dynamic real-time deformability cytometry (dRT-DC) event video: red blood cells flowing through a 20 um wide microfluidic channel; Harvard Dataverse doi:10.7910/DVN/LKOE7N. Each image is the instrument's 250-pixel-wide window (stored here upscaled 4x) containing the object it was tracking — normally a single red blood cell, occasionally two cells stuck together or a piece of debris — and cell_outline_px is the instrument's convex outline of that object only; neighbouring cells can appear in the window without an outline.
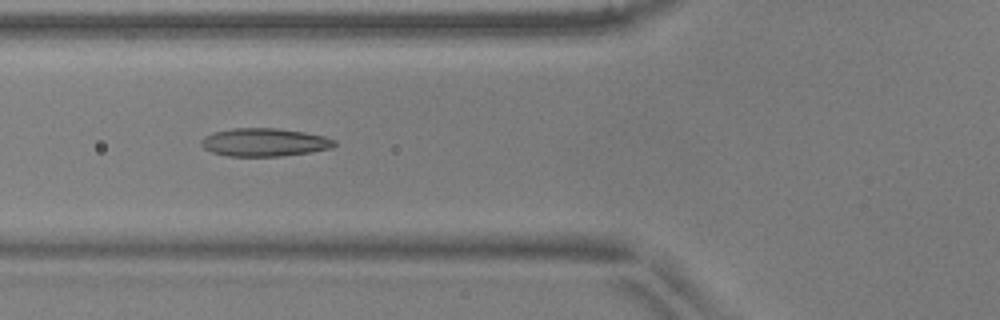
{"species": "common noctule bat (a hibernating species)", "species_latin": "Nyctalus noctula", "temperature_condition": "warm", "stored_images_in_passage": 30, "camera_frame_rate_fps": 3000, "um_per_image_px": 0.085, "animal": {"sex": "male", "body_mass_g": 17.9, "forearm_length_mm": 54.2}, "frame": {"image": 1, "passage_image": 12, "time_ms": 3.667, "image_size_px": [1000, 320], "cell_outline_px": [[336, 144], [332, 148], [308, 152], [280, 156], [228, 156], [212, 152], [204, 148], [200, 144], [200, 140], [204, 136], [212, 132], [232, 128], [276, 128], [304, 132], [324, 136], [336, 140]], "centroid_in_image_um": [22.44, 12.09], "position_along_channel_um": 103.4, "area_um2": 21.85}}
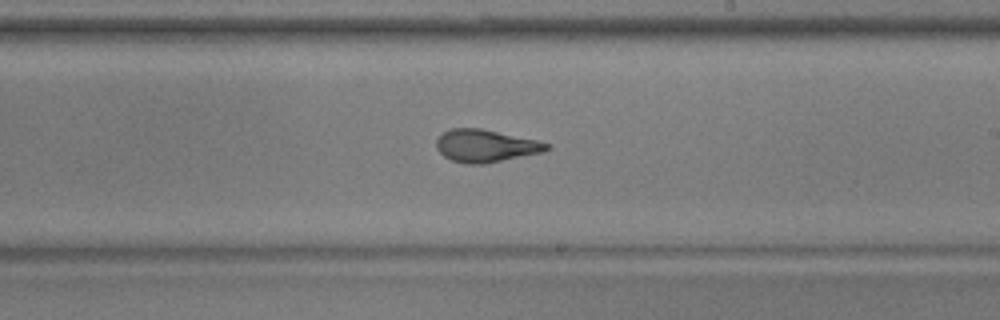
{"frame": {"image": 2, "passage_image": 23, "time_ms": 7.333, "image_size_px": [1000, 320], "cell_outline_px": [[552, 148], [544, 152], [484, 164], [468, 164], [452, 160], [444, 156], [436, 148], [436, 140], [444, 132], [452, 128], [480, 128], [536, 140], [548, 144]], "centroid_in_image_um": [41.28, 12.4], "position_along_channel_um": 247.7, "area_um2": 20.75}}
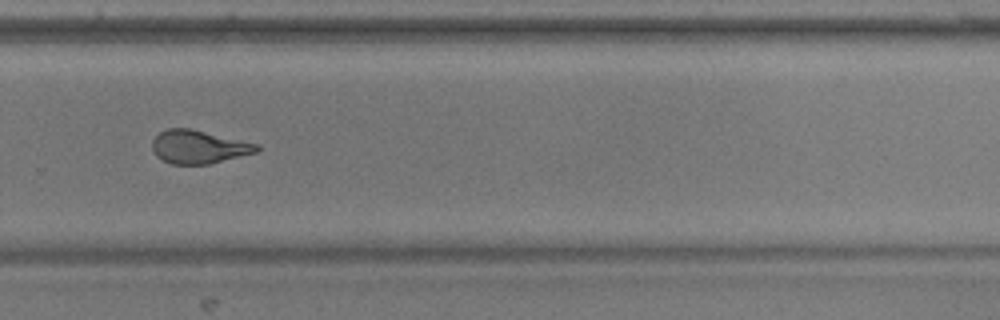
{"frame": {"image": 3, "passage_image": 28, "time_ms": 9.0, "image_size_px": [1000, 320], "cell_outline_px": [[260, 148], [256, 152], [208, 164], [172, 164], [156, 156], [152, 152], [152, 140], [160, 132], [168, 128], [188, 128], [260, 144]], "centroid_in_image_um": [16.87, 12.48], "position_along_channel_um": 312.9, "area_um2": 20.11}}